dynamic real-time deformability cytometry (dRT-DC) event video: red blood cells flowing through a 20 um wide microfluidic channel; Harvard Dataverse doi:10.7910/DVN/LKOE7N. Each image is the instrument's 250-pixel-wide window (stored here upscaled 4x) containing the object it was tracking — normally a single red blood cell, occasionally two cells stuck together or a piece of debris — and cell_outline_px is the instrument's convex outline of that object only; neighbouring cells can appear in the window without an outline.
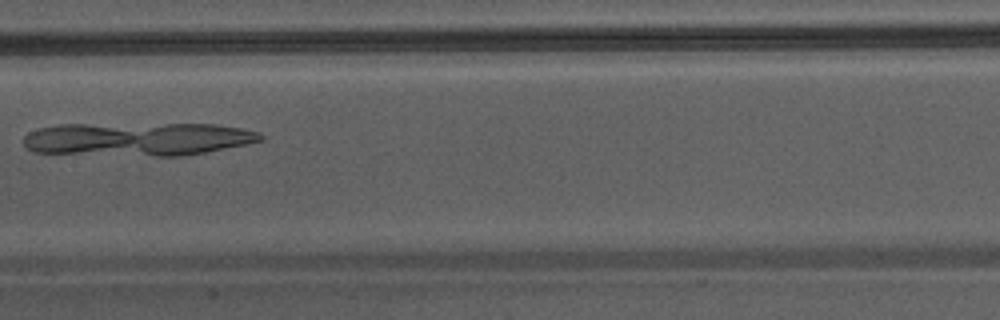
{"species": "Egyptian fruit bat (a non-hibernating species)", "species_latin": "Rousettus aegyptiacus", "temperature_condition": "warm", "stored_images_in_passage": 26, "camera_frame_rate_fps": 3000, "um_per_image_px": 0.085, "animal": {"sex": "male"}, "frame": {"image": 1, "passage_image": 12, "time_ms": 3.667, "image_size_px": [1000, 320], "cell_outline_px": [[264, 140], [204, 152], [180, 156], [156, 156], [32, 152], [24, 148], [20, 140], [28, 132], [40, 128], [60, 124], [216, 124], [244, 128], [260, 132], [264, 136]], "centroid_in_image_um": [11.66, 11.81], "position_along_channel_um": 195.7, "area_um2": 46.36}}